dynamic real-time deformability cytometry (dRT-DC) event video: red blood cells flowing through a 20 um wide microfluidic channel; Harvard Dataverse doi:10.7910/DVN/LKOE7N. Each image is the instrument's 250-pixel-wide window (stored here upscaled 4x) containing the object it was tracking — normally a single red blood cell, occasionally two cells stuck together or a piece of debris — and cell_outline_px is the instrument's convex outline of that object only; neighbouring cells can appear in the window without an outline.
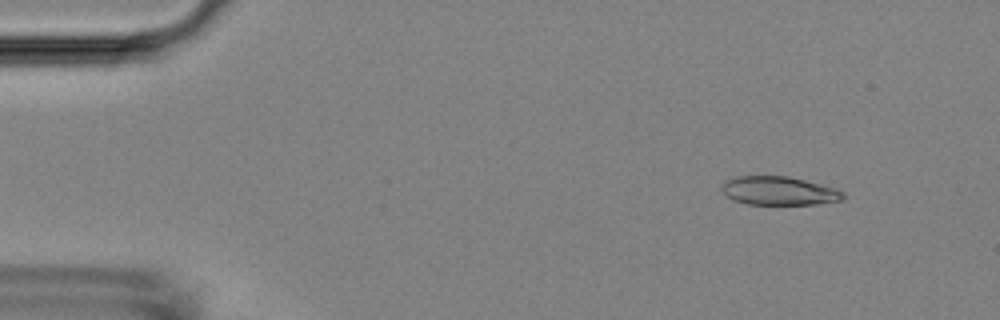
{"species": "Egyptian fruit bat (a non-hibernating species)", "species_latin": "Rousettus aegyptiacus", "temperature_condition": "room temperature", "stored_images_in_passage": 4, "camera_frame_rate_fps": 3000, "um_per_image_px": 0.085, "animal": {"sex": "female"}, "frame": {"image": 1, "passage_image": 2, "time_ms": 0.333, "image_size_px": [1000, 320], "cell_outline_px": [[844, 200], [816, 204], [748, 204], [732, 200], [720, 188], [724, 180], [736, 176], [788, 176], [836, 188], [844, 192]], "centroid_in_image_um": [66.2, 16.22], "position_along_channel_um": 18.8, "area_um2": 20.29}}